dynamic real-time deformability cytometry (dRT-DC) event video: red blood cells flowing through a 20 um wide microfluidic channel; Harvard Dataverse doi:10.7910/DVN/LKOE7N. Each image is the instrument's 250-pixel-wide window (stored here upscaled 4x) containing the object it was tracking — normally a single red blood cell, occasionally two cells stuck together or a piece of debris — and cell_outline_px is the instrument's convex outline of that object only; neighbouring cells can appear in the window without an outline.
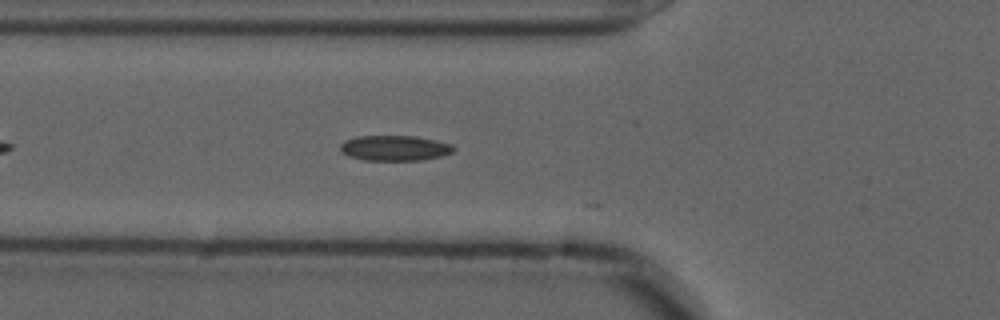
{"species": "common noctule bat (a hibernating species)", "species_latin": "Nyctalus noctula", "temperature_condition": "cold", "stored_images_in_passage": 18, "camera_frame_rate_fps": 3000, "um_per_image_px": 0.085, "animal": {"sex": "male", "forearm_length_mm": 52.5}, "frame": {"image": 1, "passage_image": 8, "time_ms": 2.333, "image_size_px": [1000, 320], "cell_outline_px": [[456, 148], [452, 152], [440, 156], [420, 160], [364, 160], [348, 156], [340, 152], [340, 144], [344, 140], [356, 136], [416, 136], [436, 140], [452, 144]], "centroid_in_image_um": [33.52, 12.58], "position_along_channel_um": 92.3, "area_um2": 16.82}}
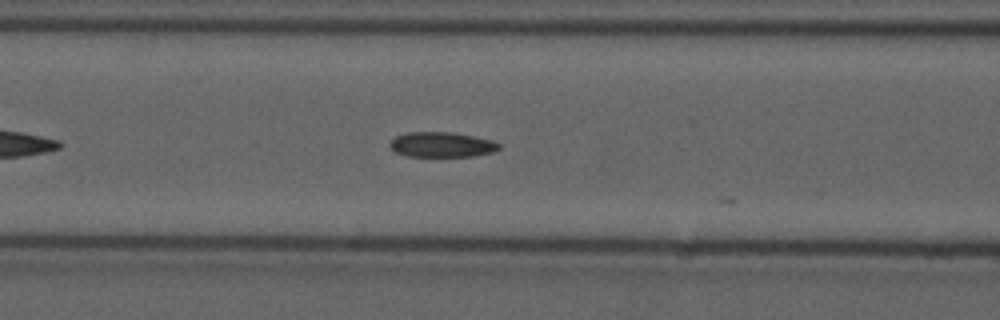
{"frame": {"image": 2, "passage_image": 11, "time_ms": 3.333, "image_size_px": [1000, 320], "cell_outline_px": [[500, 148], [492, 152], [472, 156], [408, 156], [396, 152], [388, 144], [396, 136], [408, 132], [452, 132], [492, 140], [500, 144]], "centroid_in_image_um": [37.54, 12.29], "position_along_channel_um": 129.1, "area_um2": 15.78}}
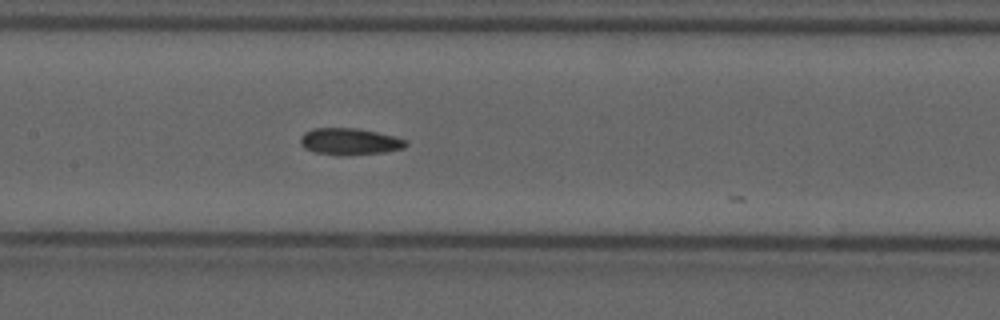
{"frame": {"image": 3, "passage_image": 15, "time_ms": 4.667, "image_size_px": [1000, 320], "cell_outline_px": [[408, 144], [404, 148], [384, 152], [348, 156], [340, 156], [316, 152], [304, 148], [300, 144], [300, 136], [304, 132], [312, 128], [356, 128], [376, 132], [408, 140]], "centroid_in_image_um": [29.7, 12.04], "position_along_channel_um": 177.7, "area_um2": 16.59}}